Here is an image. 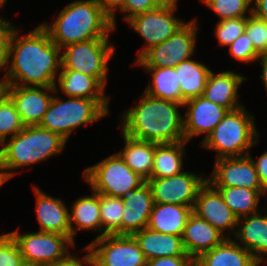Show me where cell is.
<instances>
[{
    "instance_id": "f546056e",
    "label": "cell",
    "mask_w": 267,
    "mask_h": 266,
    "mask_svg": "<svg viewBox=\"0 0 267 266\" xmlns=\"http://www.w3.org/2000/svg\"><path fill=\"white\" fill-rule=\"evenodd\" d=\"M186 141L155 143L153 170L150 178L171 177L182 173Z\"/></svg>"
},
{
    "instance_id": "f35d334b",
    "label": "cell",
    "mask_w": 267,
    "mask_h": 266,
    "mask_svg": "<svg viewBox=\"0 0 267 266\" xmlns=\"http://www.w3.org/2000/svg\"><path fill=\"white\" fill-rule=\"evenodd\" d=\"M228 47L230 55L240 62L253 63L260 56L245 32Z\"/></svg>"
},
{
    "instance_id": "f6af8a7d",
    "label": "cell",
    "mask_w": 267,
    "mask_h": 266,
    "mask_svg": "<svg viewBox=\"0 0 267 266\" xmlns=\"http://www.w3.org/2000/svg\"><path fill=\"white\" fill-rule=\"evenodd\" d=\"M256 171L259 176L260 183L265 190H267V151H265L257 161L253 159Z\"/></svg>"
},
{
    "instance_id": "30bf717a",
    "label": "cell",
    "mask_w": 267,
    "mask_h": 266,
    "mask_svg": "<svg viewBox=\"0 0 267 266\" xmlns=\"http://www.w3.org/2000/svg\"><path fill=\"white\" fill-rule=\"evenodd\" d=\"M197 21L187 22L164 42L146 50L135 63L140 67H176L195 53Z\"/></svg>"
},
{
    "instance_id": "ba28073f",
    "label": "cell",
    "mask_w": 267,
    "mask_h": 266,
    "mask_svg": "<svg viewBox=\"0 0 267 266\" xmlns=\"http://www.w3.org/2000/svg\"><path fill=\"white\" fill-rule=\"evenodd\" d=\"M9 234L28 266H53L71 254L69 246L75 247V241L69 236L57 233L38 231L21 234L15 230Z\"/></svg>"
},
{
    "instance_id": "7dc6e473",
    "label": "cell",
    "mask_w": 267,
    "mask_h": 266,
    "mask_svg": "<svg viewBox=\"0 0 267 266\" xmlns=\"http://www.w3.org/2000/svg\"><path fill=\"white\" fill-rule=\"evenodd\" d=\"M260 59L262 61L259 64L262 66V72H263V74L260 76V78L262 79V82H263L264 87L266 88V92H267V56L260 55L257 59L258 62L260 61Z\"/></svg>"
},
{
    "instance_id": "7c38bea8",
    "label": "cell",
    "mask_w": 267,
    "mask_h": 266,
    "mask_svg": "<svg viewBox=\"0 0 267 266\" xmlns=\"http://www.w3.org/2000/svg\"><path fill=\"white\" fill-rule=\"evenodd\" d=\"M177 7H157L154 10L136 15L127 20L129 26L147 43L137 59L148 49L174 35L186 23L174 16Z\"/></svg>"
},
{
    "instance_id": "44dd1931",
    "label": "cell",
    "mask_w": 267,
    "mask_h": 266,
    "mask_svg": "<svg viewBox=\"0 0 267 266\" xmlns=\"http://www.w3.org/2000/svg\"><path fill=\"white\" fill-rule=\"evenodd\" d=\"M263 214L259 211L239 218L234 235L240 242L238 244L259 263H263L267 256V210Z\"/></svg>"
},
{
    "instance_id": "4316f807",
    "label": "cell",
    "mask_w": 267,
    "mask_h": 266,
    "mask_svg": "<svg viewBox=\"0 0 267 266\" xmlns=\"http://www.w3.org/2000/svg\"><path fill=\"white\" fill-rule=\"evenodd\" d=\"M93 196H84L76 199L73 203L70 215L71 239L74 241V236L78 230H94L100 234L96 238L101 237V217H100V194L95 191ZM73 222L76 226H73Z\"/></svg>"
},
{
    "instance_id": "836d02e7",
    "label": "cell",
    "mask_w": 267,
    "mask_h": 266,
    "mask_svg": "<svg viewBox=\"0 0 267 266\" xmlns=\"http://www.w3.org/2000/svg\"><path fill=\"white\" fill-rule=\"evenodd\" d=\"M25 126L11 98L2 90L0 92V144L20 132Z\"/></svg>"
},
{
    "instance_id": "db71d44e",
    "label": "cell",
    "mask_w": 267,
    "mask_h": 266,
    "mask_svg": "<svg viewBox=\"0 0 267 266\" xmlns=\"http://www.w3.org/2000/svg\"><path fill=\"white\" fill-rule=\"evenodd\" d=\"M266 194H267V190H265V192H264V196H266ZM266 202H267V200H266Z\"/></svg>"
},
{
    "instance_id": "e575fe53",
    "label": "cell",
    "mask_w": 267,
    "mask_h": 266,
    "mask_svg": "<svg viewBox=\"0 0 267 266\" xmlns=\"http://www.w3.org/2000/svg\"><path fill=\"white\" fill-rule=\"evenodd\" d=\"M214 11L221 20L248 17L252 13V0H201ZM251 5V6H250Z\"/></svg>"
},
{
    "instance_id": "816d5d0a",
    "label": "cell",
    "mask_w": 267,
    "mask_h": 266,
    "mask_svg": "<svg viewBox=\"0 0 267 266\" xmlns=\"http://www.w3.org/2000/svg\"><path fill=\"white\" fill-rule=\"evenodd\" d=\"M260 55H265V56H267V46L265 47V50H264Z\"/></svg>"
},
{
    "instance_id": "8992f818",
    "label": "cell",
    "mask_w": 267,
    "mask_h": 266,
    "mask_svg": "<svg viewBox=\"0 0 267 266\" xmlns=\"http://www.w3.org/2000/svg\"><path fill=\"white\" fill-rule=\"evenodd\" d=\"M110 99L69 97L62 100L53 96L39 126L60 134L68 140L72 132L82 125L93 123L109 113Z\"/></svg>"
},
{
    "instance_id": "52a82bcc",
    "label": "cell",
    "mask_w": 267,
    "mask_h": 266,
    "mask_svg": "<svg viewBox=\"0 0 267 266\" xmlns=\"http://www.w3.org/2000/svg\"><path fill=\"white\" fill-rule=\"evenodd\" d=\"M83 177L91 186L92 191L121 198L146 182L116 152L86 168Z\"/></svg>"
},
{
    "instance_id": "d4e9b609",
    "label": "cell",
    "mask_w": 267,
    "mask_h": 266,
    "mask_svg": "<svg viewBox=\"0 0 267 266\" xmlns=\"http://www.w3.org/2000/svg\"><path fill=\"white\" fill-rule=\"evenodd\" d=\"M192 207L154 203L147 228L152 231L182 236Z\"/></svg>"
},
{
    "instance_id": "4fadbf2b",
    "label": "cell",
    "mask_w": 267,
    "mask_h": 266,
    "mask_svg": "<svg viewBox=\"0 0 267 266\" xmlns=\"http://www.w3.org/2000/svg\"><path fill=\"white\" fill-rule=\"evenodd\" d=\"M207 182L204 175L182 172L164 178H149L154 203L179 204L194 207L200 188Z\"/></svg>"
},
{
    "instance_id": "f907efd6",
    "label": "cell",
    "mask_w": 267,
    "mask_h": 266,
    "mask_svg": "<svg viewBox=\"0 0 267 266\" xmlns=\"http://www.w3.org/2000/svg\"><path fill=\"white\" fill-rule=\"evenodd\" d=\"M7 0H0V6L3 8L4 4L6 3Z\"/></svg>"
},
{
    "instance_id": "ffe728a7",
    "label": "cell",
    "mask_w": 267,
    "mask_h": 266,
    "mask_svg": "<svg viewBox=\"0 0 267 266\" xmlns=\"http://www.w3.org/2000/svg\"><path fill=\"white\" fill-rule=\"evenodd\" d=\"M225 237L206 220L193 212L187 219L182 235L186 253L193 259L219 245Z\"/></svg>"
},
{
    "instance_id": "5bb4252c",
    "label": "cell",
    "mask_w": 267,
    "mask_h": 266,
    "mask_svg": "<svg viewBox=\"0 0 267 266\" xmlns=\"http://www.w3.org/2000/svg\"><path fill=\"white\" fill-rule=\"evenodd\" d=\"M212 170L207 181L213 187H244L264 191L250 153L242 157L216 159Z\"/></svg>"
},
{
    "instance_id": "ab89813d",
    "label": "cell",
    "mask_w": 267,
    "mask_h": 266,
    "mask_svg": "<svg viewBox=\"0 0 267 266\" xmlns=\"http://www.w3.org/2000/svg\"><path fill=\"white\" fill-rule=\"evenodd\" d=\"M15 26L0 16V69L8 65L9 42Z\"/></svg>"
},
{
    "instance_id": "f1b7e54d",
    "label": "cell",
    "mask_w": 267,
    "mask_h": 266,
    "mask_svg": "<svg viewBox=\"0 0 267 266\" xmlns=\"http://www.w3.org/2000/svg\"><path fill=\"white\" fill-rule=\"evenodd\" d=\"M182 93V104L185 101L203 95L207 79L212 70L195 60L182 61L175 67Z\"/></svg>"
},
{
    "instance_id": "8d00e7d4",
    "label": "cell",
    "mask_w": 267,
    "mask_h": 266,
    "mask_svg": "<svg viewBox=\"0 0 267 266\" xmlns=\"http://www.w3.org/2000/svg\"><path fill=\"white\" fill-rule=\"evenodd\" d=\"M244 32L251 40L254 48L261 54L267 46V22L250 13Z\"/></svg>"
},
{
    "instance_id": "cb8c5ba5",
    "label": "cell",
    "mask_w": 267,
    "mask_h": 266,
    "mask_svg": "<svg viewBox=\"0 0 267 266\" xmlns=\"http://www.w3.org/2000/svg\"><path fill=\"white\" fill-rule=\"evenodd\" d=\"M260 264L249 251L231 238H225L219 245L194 260V266H260Z\"/></svg>"
},
{
    "instance_id": "5b68a950",
    "label": "cell",
    "mask_w": 267,
    "mask_h": 266,
    "mask_svg": "<svg viewBox=\"0 0 267 266\" xmlns=\"http://www.w3.org/2000/svg\"><path fill=\"white\" fill-rule=\"evenodd\" d=\"M250 115L244 105L228 111L201 146L216 151V159L248 155L259 139L254 117Z\"/></svg>"
},
{
    "instance_id": "83f0119b",
    "label": "cell",
    "mask_w": 267,
    "mask_h": 266,
    "mask_svg": "<svg viewBox=\"0 0 267 266\" xmlns=\"http://www.w3.org/2000/svg\"><path fill=\"white\" fill-rule=\"evenodd\" d=\"M125 147L117 151L124 162L146 181L151 177L155 143L133 139L122 133Z\"/></svg>"
},
{
    "instance_id": "d590c367",
    "label": "cell",
    "mask_w": 267,
    "mask_h": 266,
    "mask_svg": "<svg viewBox=\"0 0 267 266\" xmlns=\"http://www.w3.org/2000/svg\"><path fill=\"white\" fill-rule=\"evenodd\" d=\"M246 22L247 17L218 21L215 35L219 45L224 47L231 45L245 31Z\"/></svg>"
},
{
    "instance_id": "9a60e30c",
    "label": "cell",
    "mask_w": 267,
    "mask_h": 266,
    "mask_svg": "<svg viewBox=\"0 0 267 266\" xmlns=\"http://www.w3.org/2000/svg\"><path fill=\"white\" fill-rule=\"evenodd\" d=\"M2 90L11 98L24 126H36L42 121L57 87L2 85ZM46 91V92H45ZM48 91V92H47ZM51 92L52 94H48Z\"/></svg>"
},
{
    "instance_id": "8fae6325",
    "label": "cell",
    "mask_w": 267,
    "mask_h": 266,
    "mask_svg": "<svg viewBox=\"0 0 267 266\" xmlns=\"http://www.w3.org/2000/svg\"><path fill=\"white\" fill-rule=\"evenodd\" d=\"M86 247L95 266H145L146 259L132 235H104Z\"/></svg>"
},
{
    "instance_id": "277c9868",
    "label": "cell",
    "mask_w": 267,
    "mask_h": 266,
    "mask_svg": "<svg viewBox=\"0 0 267 266\" xmlns=\"http://www.w3.org/2000/svg\"><path fill=\"white\" fill-rule=\"evenodd\" d=\"M67 140L60 134L39 125L25 126L7 139L0 149V168L6 181L15 173L13 169L29 166L59 154ZM12 170V171H11Z\"/></svg>"
},
{
    "instance_id": "484cf974",
    "label": "cell",
    "mask_w": 267,
    "mask_h": 266,
    "mask_svg": "<svg viewBox=\"0 0 267 266\" xmlns=\"http://www.w3.org/2000/svg\"><path fill=\"white\" fill-rule=\"evenodd\" d=\"M57 77L55 87L59 85L66 98L110 99L104 94L105 87L95 77L66 69H61Z\"/></svg>"
},
{
    "instance_id": "c3c4849f",
    "label": "cell",
    "mask_w": 267,
    "mask_h": 266,
    "mask_svg": "<svg viewBox=\"0 0 267 266\" xmlns=\"http://www.w3.org/2000/svg\"><path fill=\"white\" fill-rule=\"evenodd\" d=\"M158 7H177L179 0H152Z\"/></svg>"
},
{
    "instance_id": "3957f363",
    "label": "cell",
    "mask_w": 267,
    "mask_h": 266,
    "mask_svg": "<svg viewBox=\"0 0 267 266\" xmlns=\"http://www.w3.org/2000/svg\"><path fill=\"white\" fill-rule=\"evenodd\" d=\"M61 49L92 39H109L115 31L111 18L96 0H76L65 6L52 24H41Z\"/></svg>"
},
{
    "instance_id": "ee69618b",
    "label": "cell",
    "mask_w": 267,
    "mask_h": 266,
    "mask_svg": "<svg viewBox=\"0 0 267 266\" xmlns=\"http://www.w3.org/2000/svg\"><path fill=\"white\" fill-rule=\"evenodd\" d=\"M83 250H84V252H86V251L89 252L83 258H81V259L76 258L72 254H70L66 259L58 262L57 264H55L53 266H85L84 263L86 265L89 264L91 266H95L94 258H93L91 251L86 246L84 247V249H82V251Z\"/></svg>"
},
{
    "instance_id": "7a4b0ae2",
    "label": "cell",
    "mask_w": 267,
    "mask_h": 266,
    "mask_svg": "<svg viewBox=\"0 0 267 266\" xmlns=\"http://www.w3.org/2000/svg\"><path fill=\"white\" fill-rule=\"evenodd\" d=\"M183 105L144 92L139 104L121 116V131L133 139L157 144L185 141L184 116L178 110Z\"/></svg>"
},
{
    "instance_id": "4dcf8cb0",
    "label": "cell",
    "mask_w": 267,
    "mask_h": 266,
    "mask_svg": "<svg viewBox=\"0 0 267 266\" xmlns=\"http://www.w3.org/2000/svg\"><path fill=\"white\" fill-rule=\"evenodd\" d=\"M153 76L152 83L148 84L145 93L178 104H182V93L178 72L175 67H143Z\"/></svg>"
},
{
    "instance_id": "7402d4cb",
    "label": "cell",
    "mask_w": 267,
    "mask_h": 266,
    "mask_svg": "<svg viewBox=\"0 0 267 266\" xmlns=\"http://www.w3.org/2000/svg\"><path fill=\"white\" fill-rule=\"evenodd\" d=\"M245 80L247 78L234 71H222L216 75L211 71L202 96L229 111L236 110L242 106L237 99L238 88Z\"/></svg>"
},
{
    "instance_id": "6da1fadb",
    "label": "cell",
    "mask_w": 267,
    "mask_h": 266,
    "mask_svg": "<svg viewBox=\"0 0 267 266\" xmlns=\"http://www.w3.org/2000/svg\"><path fill=\"white\" fill-rule=\"evenodd\" d=\"M16 29L10 38V64L3 78H0L2 85L55 87L62 67V50L41 24L22 37Z\"/></svg>"
},
{
    "instance_id": "60d3db41",
    "label": "cell",
    "mask_w": 267,
    "mask_h": 266,
    "mask_svg": "<svg viewBox=\"0 0 267 266\" xmlns=\"http://www.w3.org/2000/svg\"><path fill=\"white\" fill-rule=\"evenodd\" d=\"M157 7L152 0H126L119 12L124 13V20L127 21L136 15L149 12Z\"/></svg>"
},
{
    "instance_id": "b9f144b4",
    "label": "cell",
    "mask_w": 267,
    "mask_h": 266,
    "mask_svg": "<svg viewBox=\"0 0 267 266\" xmlns=\"http://www.w3.org/2000/svg\"><path fill=\"white\" fill-rule=\"evenodd\" d=\"M145 266H194L190 256H164L146 261Z\"/></svg>"
},
{
    "instance_id": "9c48e42d",
    "label": "cell",
    "mask_w": 267,
    "mask_h": 266,
    "mask_svg": "<svg viewBox=\"0 0 267 266\" xmlns=\"http://www.w3.org/2000/svg\"><path fill=\"white\" fill-rule=\"evenodd\" d=\"M61 50V69L75 70L95 77L105 87L108 79L107 64L115 52V47L109 44V39L73 43Z\"/></svg>"
},
{
    "instance_id": "74e56055",
    "label": "cell",
    "mask_w": 267,
    "mask_h": 266,
    "mask_svg": "<svg viewBox=\"0 0 267 266\" xmlns=\"http://www.w3.org/2000/svg\"><path fill=\"white\" fill-rule=\"evenodd\" d=\"M0 266H26L16 242L9 233L0 235Z\"/></svg>"
},
{
    "instance_id": "ac0fdd59",
    "label": "cell",
    "mask_w": 267,
    "mask_h": 266,
    "mask_svg": "<svg viewBox=\"0 0 267 266\" xmlns=\"http://www.w3.org/2000/svg\"><path fill=\"white\" fill-rule=\"evenodd\" d=\"M122 235L147 228L154 205L152 191L147 181L139 188L123 197Z\"/></svg>"
},
{
    "instance_id": "7bdbcfd3",
    "label": "cell",
    "mask_w": 267,
    "mask_h": 266,
    "mask_svg": "<svg viewBox=\"0 0 267 266\" xmlns=\"http://www.w3.org/2000/svg\"><path fill=\"white\" fill-rule=\"evenodd\" d=\"M103 11L111 18L114 30L116 29L115 15L125 4L126 0H96ZM119 9V10H118Z\"/></svg>"
},
{
    "instance_id": "d6a6232c",
    "label": "cell",
    "mask_w": 267,
    "mask_h": 266,
    "mask_svg": "<svg viewBox=\"0 0 267 266\" xmlns=\"http://www.w3.org/2000/svg\"><path fill=\"white\" fill-rule=\"evenodd\" d=\"M123 210V198L100 194L101 237L122 235Z\"/></svg>"
},
{
    "instance_id": "603a6c76",
    "label": "cell",
    "mask_w": 267,
    "mask_h": 266,
    "mask_svg": "<svg viewBox=\"0 0 267 266\" xmlns=\"http://www.w3.org/2000/svg\"><path fill=\"white\" fill-rule=\"evenodd\" d=\"M146 261L164 256H189L184 250L182 236L159 233L144 228L132 234Z\"/></svg>"
},
{
    "instance_id": "f5cc1de1",
    "label": "cell",
    "mask_w": 267,
    "mask_h": 266,
    "mask_svg": "<svg viewBox=\"0 0 267 266\" xmlns=\"http://www.w3.org/2000/svg\"><path fill=\"white\" fill-rule=\"evenodd\" d=\"M2 91V83H1V81H0V92Z\"/></svg>"
},
{
    "instance_id": "d6986e66",
    "label": "cell",
    "mask_w": 267,
    "mask_h": 266,
    "mask_svg": "<svg viewBox=\"0 0 267 266\" xmlns=\"http://www.w3.org/2000/svg\"><path fill=\"white\" fill-rule=\"evenodd\" d=\"M34 192L37 197L36 214L43 232L57 233L71 238L69 209L60 198L51 197L41 192L34 185Z\"/></svg>"
},
{
    "instance_id": "2e32d148",
    "label": "cell",
    "mask_w": 267,
    "mask_h": 266,
    "mask_svg": "<svg viewBox=\"0 0 267 266\" xmlns=\"http://www.w3.org/2000/svg\"><path fill=\"white\" fill-rule=\"evenodd\" d=\"M192 212L210 223L225 238L231 236L224 234V230L235 235L238 218L225 204L220 192L208 181L200 188Z\"/></svg>"
},
{
    "instance_id": "bcb514c9",
    "label": "cell",
    "mask_w": 267,
    "mask_h": 266,
    "mask_svg": "<svg viewBox=\"0 0 267 266\" xmlns=\"http://www.w3.org/2000/svg\"><path fill=\"white\" fill-rule=\"evenodd\" d=\"M252 13L267 22V0H252Z\"/></svg>"
},
{
    "instance_id": "681fc988",
    "label": "cell",
    "mask_w": 267,
    "mask_h": 266,
    "mask_svg": "<svg viewBox=\"0 0 267 266\" xmlns=\"http://www.w3.org/2000/svg\"><path fill=\"white\" fill-rule=\"evenodd\" d=\"M5 182L6 180L4 179L2 172H1V168H0V186H2Z\"/></svg>"
},
{
    "instance_id": "1f68e13d",
    "label": "cell",
    "mask_w": 267,
    "mask_h": 266,
    "mask_svg": "<svg viewBox=\"0 0 267 266\" xmlns=\"http://www.w3.org/2000/svg\"><path fill=\"white\" fill-rule=\"evenodd\" d=\"M222 195L225 204L239 219L259 212L260 197L265 191L244 187H214Z\"/></svg>"
},
{
    "instance_id": "e0dca14e",
    "label": "cell",
    "mask_w": 267,
    "mask_h": 266,
    "mask_svg": "<svg viewBox=\"0 0 267 266\" xmlns=\"http://www.w3.org/2000/svg\"><path fill=\"white\" fill-rule=\"evenodd\" d=\"M186 106L189 108V111H185L186 116L183 117L186 142L193 137L206 133L203 142L229 111L203 96L185 101L183 107Z\"/></svg>"
}]
</instances>
